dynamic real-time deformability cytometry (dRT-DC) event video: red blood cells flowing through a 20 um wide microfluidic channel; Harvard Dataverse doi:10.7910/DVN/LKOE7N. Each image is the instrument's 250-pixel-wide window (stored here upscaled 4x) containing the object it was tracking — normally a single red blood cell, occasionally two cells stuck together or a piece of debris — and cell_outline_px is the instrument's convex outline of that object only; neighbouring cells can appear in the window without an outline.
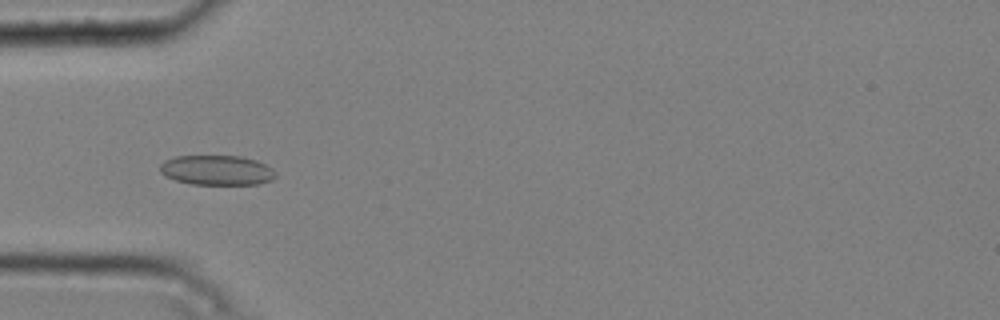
{"species": "common noctule bat (a hibernating species)", "species_latin": "Nyctalus noctula", "temperature_condition": "cold", "stored_images_in_passage": 9, "camera_frame_rate_fps": 3000, "um_per_image_px": 0.085, "animal": {"sex": "male", "body_mass_g": 20.4}, "frame": {"image": 1, "passage_image": 4, "time_ms": 1.0, "image_size_px": [1000, 320], "cell_outline_px": [[276, 176], [272, 180], [260, 184], [192, 184], [176, 180], [164, 176], [160, 172], [160, 164], [164, 160], [176, 156], [240, 156], [256, 160], [272, 168], [276, 172]], "centroid_in_image_um": [18.43, 14.46], "position_along_channel_um": 66.6, "area_um2": 20.17}}
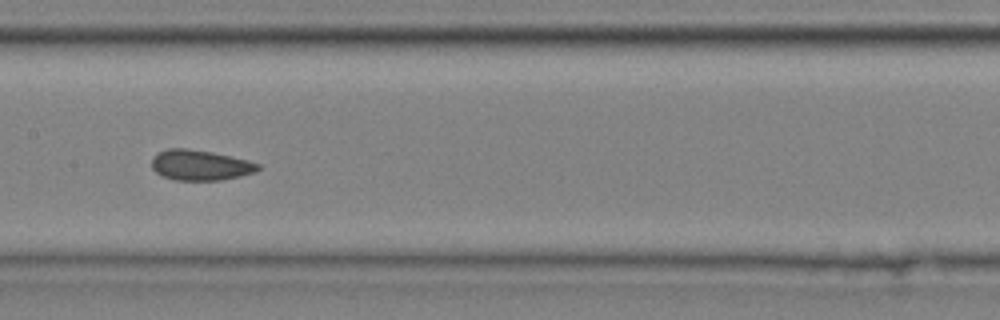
{"frame": {"image": 2, "passage_image": 7, "time_ms": 2.0, "image_size_px": [1000, 320], "cell_outline_px": [[260, 168], [256, 172], [240, 176], [220, 180], [176, 180], [160, 176], [152, 168], [152, 156], [156, 152], [168, 148], [188, 148], [212, 152], [248, 160], [260, 164]], "centroid_in_image_um": [16.99, 14.03], "position_along_channel_um": 190.4, "area_um2": 19.02}}
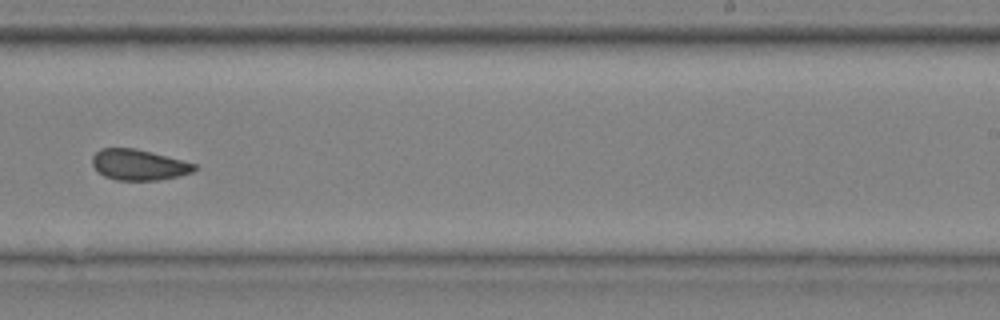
{"frame": {"image": 3, "passage_image": 9, "time_ms": 2.667, "image_size_px": [1000, 320], "cell_outline_px": [[196, 168], [192, 172], [176, 176], [156, 180], [116, 180], [104, 176], [96, 172], [92, 164], [92, 156], [100, 148], [136, 148], [152, 152], [196, 164]], "centroid_in_image_um": [11.73, 14.0], "position_along_channel_um": 277.3, "area_um2": 18.26}}